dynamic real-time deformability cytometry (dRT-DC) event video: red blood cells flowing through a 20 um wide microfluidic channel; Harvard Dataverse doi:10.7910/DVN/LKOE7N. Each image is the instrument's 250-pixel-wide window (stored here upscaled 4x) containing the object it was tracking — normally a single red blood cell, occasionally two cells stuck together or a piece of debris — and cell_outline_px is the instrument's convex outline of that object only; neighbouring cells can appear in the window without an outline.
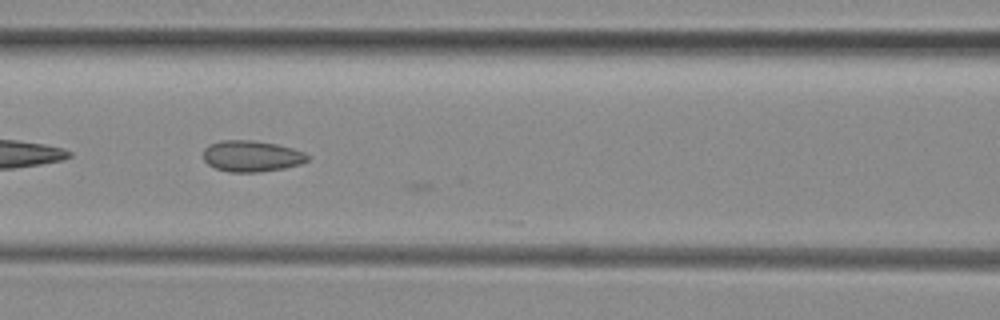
{"species": "common noctule bat (a hibernating species)", "species_latin": "Nyctalus noctula", "temperature_condition": "room temperature", "stored_images_in_passage": 15, "camera_frame_rate_fps": 3000, "um_per_image_px": 0.085, "animal": {"sex": "female", "body_mass_g": 29.2, "forearm_length_mm": 56.3}, "frame": {"image": 1, "passage_image": 13, "time_ms": 4.0, "image_size_px": [1000, 320], "cell_outline_px": [[308, 160], [300, 164], [284, 168], [260, 172], [228, 172], [216, 168], [208, 164], [204, 160], [204, 148], [208, 144], [220, 140], [252, 140], [276, 144], [292, 148], [304, 152], [308, 156]], "centroid_in_image_um": [21.36, 13.27], "position_along_channel_um": 145.2, "area_um2": 18.96}}